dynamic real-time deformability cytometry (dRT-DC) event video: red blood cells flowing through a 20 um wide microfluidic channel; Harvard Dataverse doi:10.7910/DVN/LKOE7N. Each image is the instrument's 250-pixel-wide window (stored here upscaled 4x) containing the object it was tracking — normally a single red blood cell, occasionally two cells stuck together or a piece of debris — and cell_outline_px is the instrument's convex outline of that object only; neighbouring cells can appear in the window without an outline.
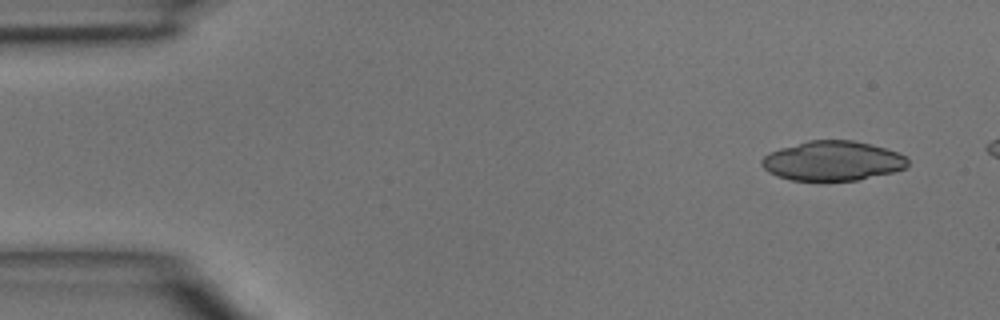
{"species": "common noctule bat (a hibernating species)", "species_latin": "Nyctalus noctula", "temperature_condition": "room temperature", "stored_images_in_passage": 3, "camera_frame_rate_fps": 3000, "um_per_image_px": 0.085, "animal": {"sex": "male", "body_mass_g": 15.6}, "frame": {"image": 1, "passage_image": 1, "time_ms": 0.0, "image_size_px": [1000, 320], "cell_outline_px": [[908, 164], [904, 168], [892, 172], [856, 180], [792, 180], [776, 176], [768, 172], [760, 164], [760, 160], [768, 152], [780, 148], [808, 140], [852, 140], [884, 148], [896, 152], [904, 156], [908, 160]], "centroid_in_image_um": [70.7, 13.67], "position_along_channel_um": 14.3, "area_um2": 33.47}}